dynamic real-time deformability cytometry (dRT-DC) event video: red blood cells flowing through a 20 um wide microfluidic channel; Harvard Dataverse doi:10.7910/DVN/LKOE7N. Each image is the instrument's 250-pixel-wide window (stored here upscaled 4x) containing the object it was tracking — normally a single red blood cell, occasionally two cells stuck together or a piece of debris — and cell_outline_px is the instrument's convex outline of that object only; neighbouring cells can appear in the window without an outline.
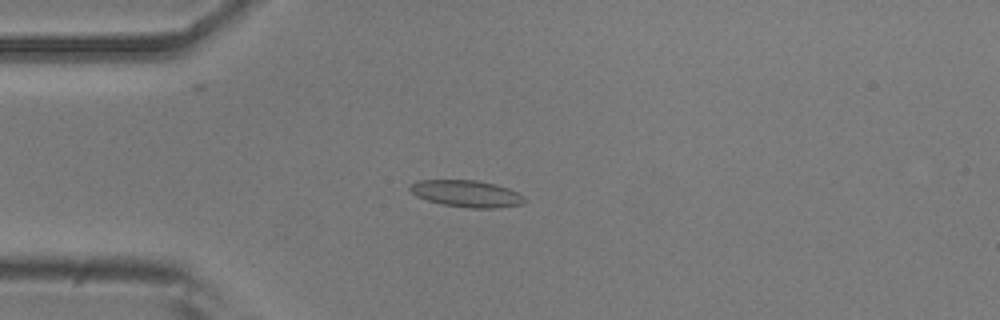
{"species": "common noctule bat (a hibernating species)", "species_latin": "Nyctalus noctula", "temperature_condition": "room temperature", "stored_images_in_passage": 41, "camera_frame_rate_fps": 3000, "um_per_image_px": 0.085, "animal": {"sex": "male", "body_mass_g": 20.5, "forearm_length_mm": 52.5}, "frame": {"image": 1, "passage_image": 2, "time_ms": 0.333, "image_size_px": [1000, 320], "cell_outline_px": [[528, 200], [524, 204], [496, 208], [468, 208], [444, 204], [428, 200], [416, 196], [408, 188], [416, 180], [476, 180], [496, 184], [508, 188], [524, 196]], "centroid_in_image_um": [39.7, 16.46], "position_along_channel_um": 45.3, "area_um2": 17.92}}
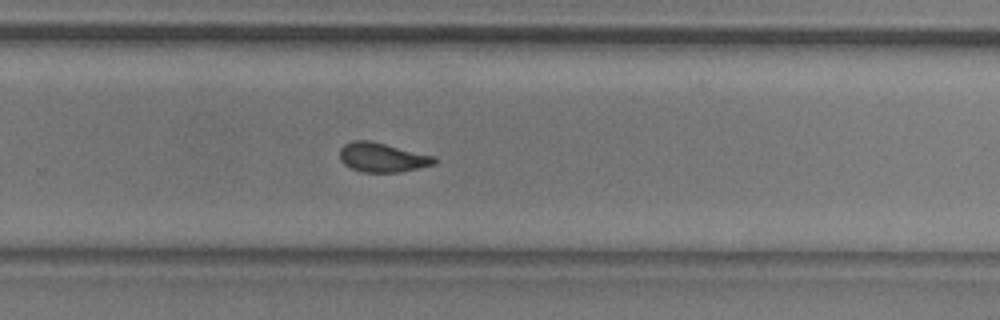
{"frame": {"image": 2, "passage_image": 23, "time_ms": 7.333, "image_size_px": [1000, 320], "cell_outline_px": [[436, 164], [420, 168], [400, 172], [360, 172], [344, 164], [340, 160], [340, 148], [344, 144], [352, 140], [368, 140], [436, 156]], "centroid_in_image_um": [32.5, 13.38], "position_along_channel_um": 297.3, "area_um2": 16.24}}
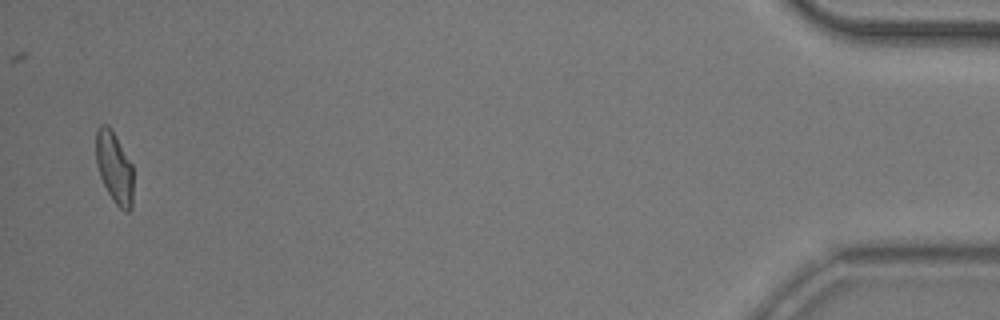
{"frame": {"image": 3, "passage_image": 40, "time_ms": 13.0, "image_size_px": [1000, 320], "cell_outline_px": [[132, 208], [128, 212], [124, 212], [112, 200], [100, 176], [96, 164], [96, 128], [100, 124], [108, 124], [112, 128], [132, 164]], "centroid_in_image_um": [9.71, 14.21], "position_along_channel_um": 425.5, "area_um2": 15.72}, "authors_computed_cell_mechanics": {"area_um2": 16.184, "velocity_mm_per_s": 3.8167, "shape_relaxation_time_tau1_ms": 5.5595, "shape_relaxation_time_tau2_ms": 1.8374, "deformation_change_tau1": 0.1582, "deformation_change_tau2": 0.0683}}